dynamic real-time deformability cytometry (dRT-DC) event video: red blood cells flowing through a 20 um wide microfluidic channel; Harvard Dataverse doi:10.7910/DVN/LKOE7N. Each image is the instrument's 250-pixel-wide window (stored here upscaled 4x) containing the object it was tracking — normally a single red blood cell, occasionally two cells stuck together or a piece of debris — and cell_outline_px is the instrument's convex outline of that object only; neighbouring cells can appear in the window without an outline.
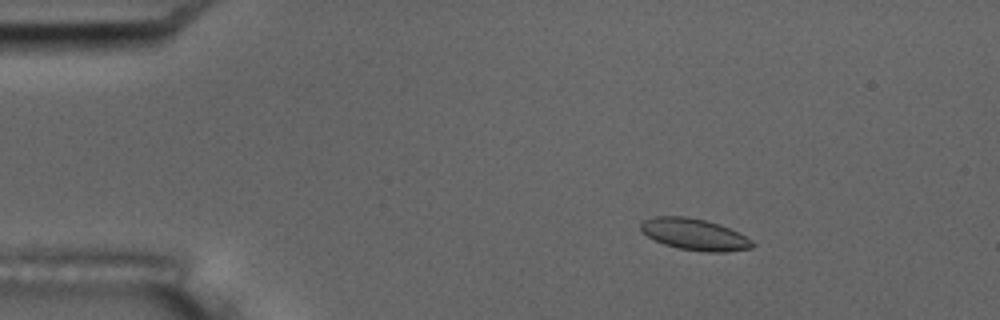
{"species": "common noctule bat (a hibernating species)", "species_latin": "Nyctalus noctula", "temperature_condition": "room temperature", "stored_images_in_passage": 4, "camera_frame_rate_fps": 3000, "um_per_image_px": 0.085, "animal": {"sex": "male", "body_mass_g": 17.5, "forearm_length_mm": 52.3}, "frame": {"image": 1, "passage_image": 2, "time_ms": 2.0, "image_size_px": [1000, 320], "cell_outline_px": [[756, 244], [752, 248], [724, 252], [708, 252], [680, 248], [664, 244], [640, 232], [640, 224], [644, 220], [656, 216], [688, 216], [720, 224], [752, 240]], "centroid_in_image_um": [59.02, 19.91], "position_along_channel_um": 26.0, "area_um2": 20.35}}